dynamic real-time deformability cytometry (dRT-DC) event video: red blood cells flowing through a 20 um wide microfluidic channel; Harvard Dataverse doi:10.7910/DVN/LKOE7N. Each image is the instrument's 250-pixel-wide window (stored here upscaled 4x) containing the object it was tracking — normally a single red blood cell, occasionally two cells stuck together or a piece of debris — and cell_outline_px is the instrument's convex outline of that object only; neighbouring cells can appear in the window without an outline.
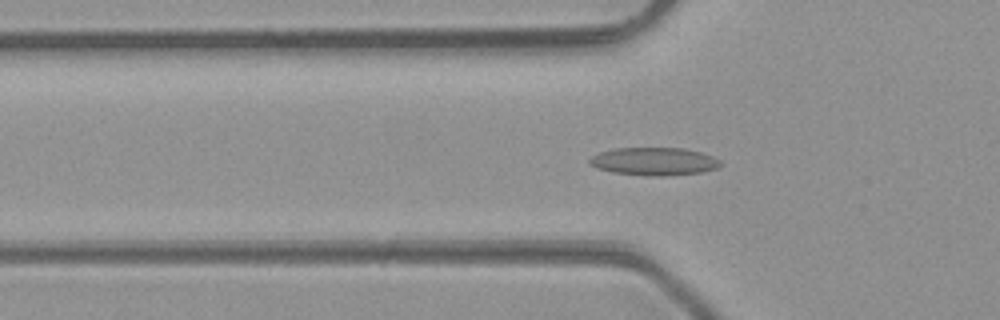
{"species": "common noctule bat (a hibernating species)", "species_latin": "Nyctalus noctula", "temperature_condition": "room temperature", "stored_images_in_passage": 42, "camera_frame_rate_fps": 3000, "um_per_image_px": 0.085, "animal": {"sex": "male", "body_mass_g": 23.1, "forearm_length_mm": 52.7}, "frame": {"image": 1, "passage_image": 9, "time_ms": 2.667, "image_size_px": [1000, 320], "cell_outline_px": [[724, 164], [716, 168], [700, 172], [664, 176], [648, 176], [612, 172], [596, 168], [588, 164], [588, 160], [592, 156], [600, 152], [616, 148], [684, 148], [700, 152], [712, 156], [720, 160]], "centroid_in_image_um": [55.58, 13.72], "position_along_channel_um": 70.2, "area_um2": 21.33}}
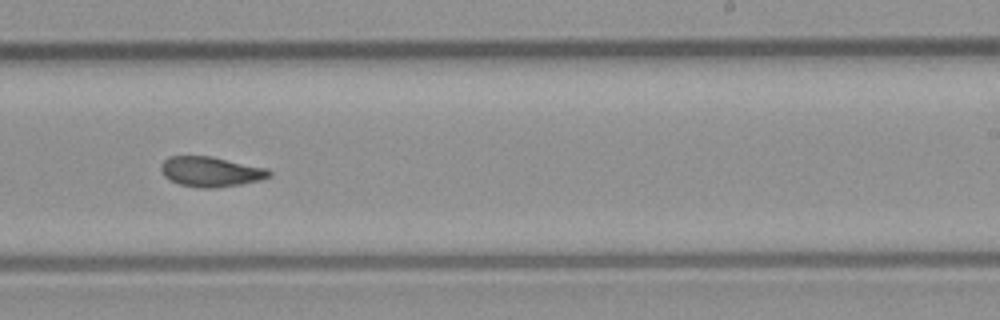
{"frame": {"image": 2, "passage_image": 23, "time_ms": 7.333, "image_size_px": [1000, 320], "cell_outline_px": [[272, 176], [260, 180], [240, 184], [216, 188], [200, 188], [180, 184], [164, 176], [160, 168], [160, 164], [168, 156], [212, 156], [268, 168], [272, 172]], "centroid_in_image_um": [17.94, 14.58], "position_along_channel_um": 271.1, "area_um2": 19.07}}
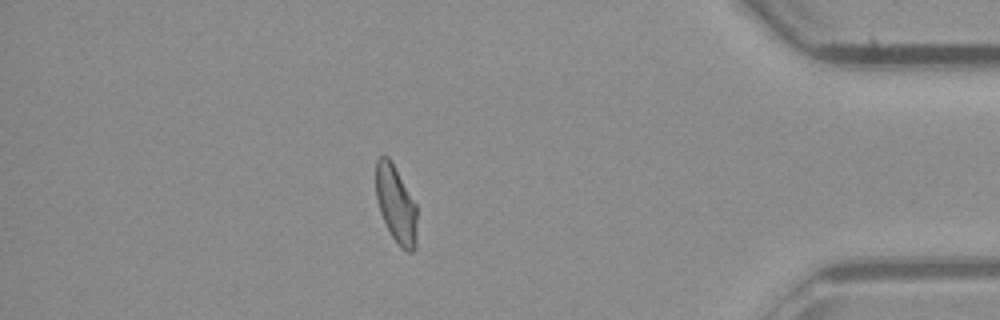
{"frame": {"image": 3, "passage_image": 35, "time_ms": 11.333, "image_size_px": [1000, 320], "cell_outline_px": [[416, 248], [412, 252], [408, 252], [400, 248], [392, 236], [380, 212], [376, 196], [376, 160], [380, 156], [388, 156], [416, 204]], "centroid_in_image_um": [33.66, 17.4], "position_along_channel_um": 401.5, "area_um2": 18.26}}